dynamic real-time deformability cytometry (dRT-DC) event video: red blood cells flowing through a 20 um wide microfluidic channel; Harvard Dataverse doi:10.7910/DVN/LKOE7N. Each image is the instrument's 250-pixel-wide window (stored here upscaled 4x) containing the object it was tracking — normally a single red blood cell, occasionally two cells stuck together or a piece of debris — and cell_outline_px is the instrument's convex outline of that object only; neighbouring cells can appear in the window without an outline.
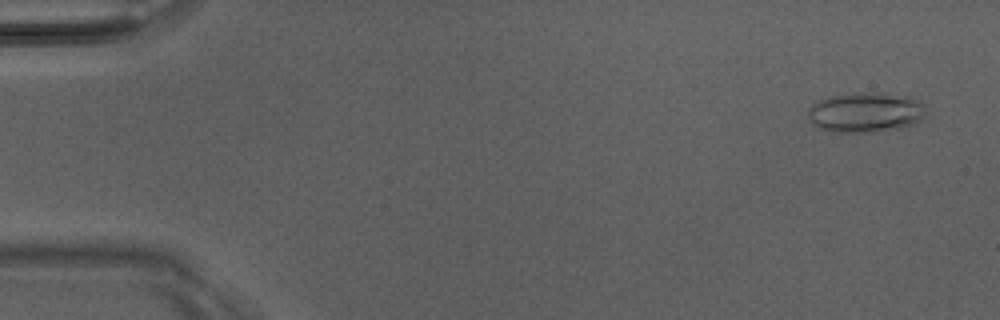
{"species": "Egyptian fruit bat (a non-hibernating species)", "species_latin": "Rousettus aegyptiacus", "temperature_condition": "room temperature", "stored_images_in_passage": 51, "camera_frame_rate_fps": 3000, "um_per_image_px": 0.085, "animal": {"sex": "male"}, "frame": {"image": 1, "passage_image": 3, "time_ms": 0.667, "image_size_px": [1000, 320], "cell_outline_px": [[924, 116], [916, 124], [900, 128], [876, 132], [828, 132], [816, 128], [808, 120], [808, 108], [812, 104], [820, 100], [832, 96], [860, 92], [876, 92], [912, 96], [920, 100], [924, 104]], "centroid_in_image_um": [73.57, 9.56], "position_along_channel_um": 11.4, "area_um2": 28.09}}
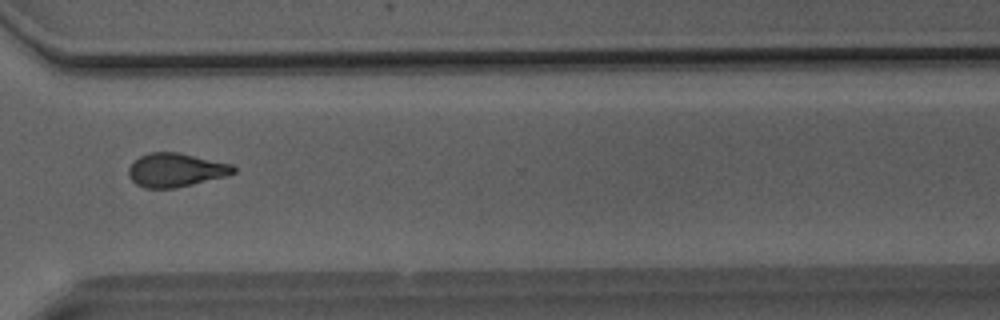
{"frame": {"image": 2, "passage_image": 38, "time_ms": 12.333, "image_size_px": [1000, 320], "cell_outline_px": [[236, 172], [228, 176], [176, 188], [144, 188], [136, 184], [128, 176], [128, 168], [140, 156], [148, 152], [176, 152], [232, 164], [236, 168]], "centroid_in_image_um": [14.95, 14.46], "position_along_channel_um": 355.7, "area_um2": 20.63}}
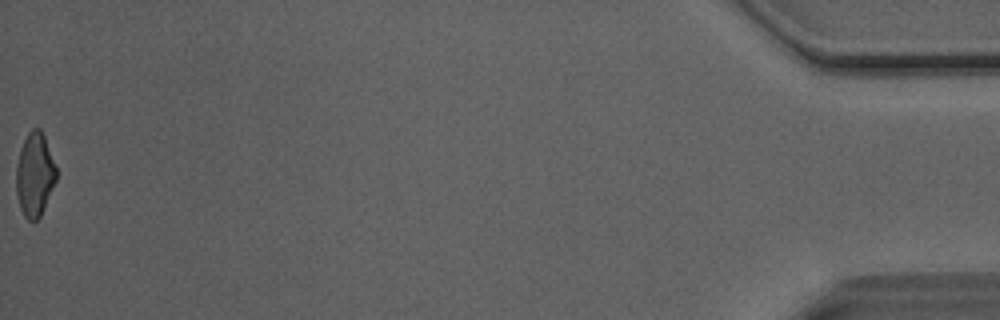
{"frame": {"image": 3, "passage_image": 51, "time_ms": 16.667, "image_size_px": [1000, 320], "cell_outline_px": [[56, 180], [40, 216], [36, 220], [28, 220], [24, 216], [20, 208], [16, 192], [16, 168], [20, 148], [28, 132], [32, 128], [40, 128], [44, 136], [56, 168]], "centroid_in_image_um": [2.93, 14.83], "position_along_channel_um": 432.3, "area_um2": 19.31}, "authors_computed_cell_mechanics": {"area_um2": 20.8658, "velocity_mm_per_s": 4.1065, "shape_relaxation_time_tau1_ms": 10.6257, "shape_relaxation_time_tau2_ms": 2.9121, "deformation_change_tau1": 0.2301, "deformation_change_tau2": 0.1061}}